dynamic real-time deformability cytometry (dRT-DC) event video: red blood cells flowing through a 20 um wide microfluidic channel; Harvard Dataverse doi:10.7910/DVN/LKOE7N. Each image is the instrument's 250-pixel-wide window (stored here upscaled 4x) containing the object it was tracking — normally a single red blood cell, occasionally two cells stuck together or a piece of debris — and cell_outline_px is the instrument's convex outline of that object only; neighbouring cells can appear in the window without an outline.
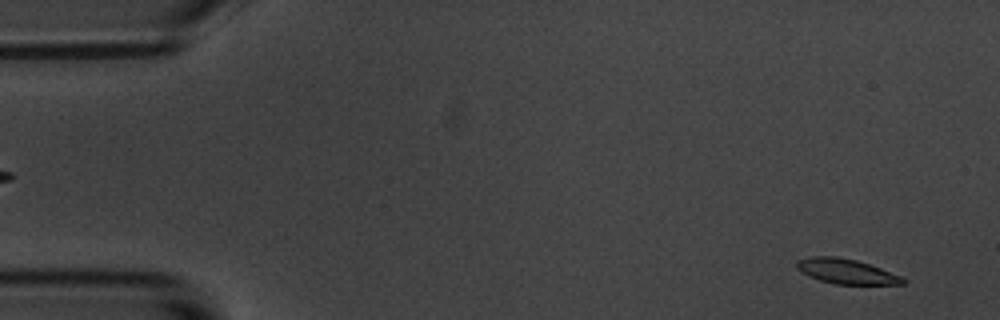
{"species": "common noctule bat (a hibernating species)", "species_latin": "Nyctalus noctula", "temperature_condition": "room temperature", "stored_images_in_passage": 5, "camera_frame_rate_fps": 3000, "um_per_image_px": 0.085, "animal": {"sex": "male", "body_mass_g": 20.1, "forearm_length_mm": 53.5}, "frame": {"image": 1, "passage_image": 1, "time_ms": 0.0, "image_size_px": [1000, 320], "cell_outline_px": [[904, 284], [836, 284], [820, 280], [796, 268], [796, 260], [812, 256], [836, 256], [856, 260], [880, 268], [900, 276], [904, 280]], "centroid_in_image_um": [71.9, 23.05], "position_along_channel_um": 13.1, "area_um2": 15.03}}
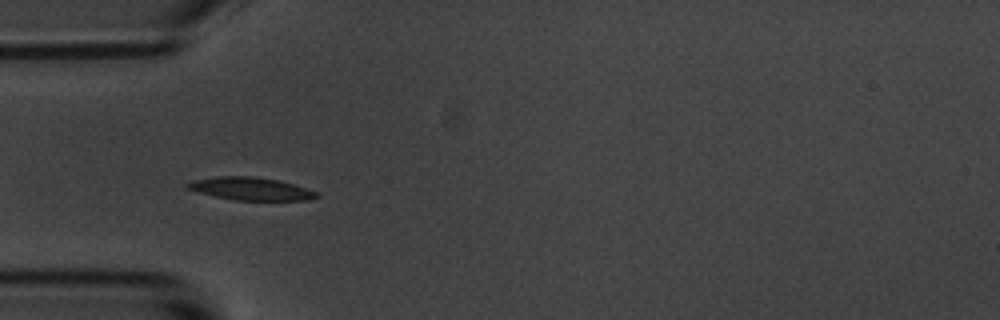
{"frame": {"image": 2, "passage_image": 4, "time_ms": 4.667, "image_size_px": [1000, 320], "cell_outline_px": [[320, 196], [308, 200], [232, 200], [200, 192], [188, 188], [184, 184], [192, 180], [216, 176], [252, 176], [280, 180], [316, 192]], "centroid_in_image_um": [21.29, 16.03], "position_along_channel_um": 63.7, "area_um2": 16.99}}